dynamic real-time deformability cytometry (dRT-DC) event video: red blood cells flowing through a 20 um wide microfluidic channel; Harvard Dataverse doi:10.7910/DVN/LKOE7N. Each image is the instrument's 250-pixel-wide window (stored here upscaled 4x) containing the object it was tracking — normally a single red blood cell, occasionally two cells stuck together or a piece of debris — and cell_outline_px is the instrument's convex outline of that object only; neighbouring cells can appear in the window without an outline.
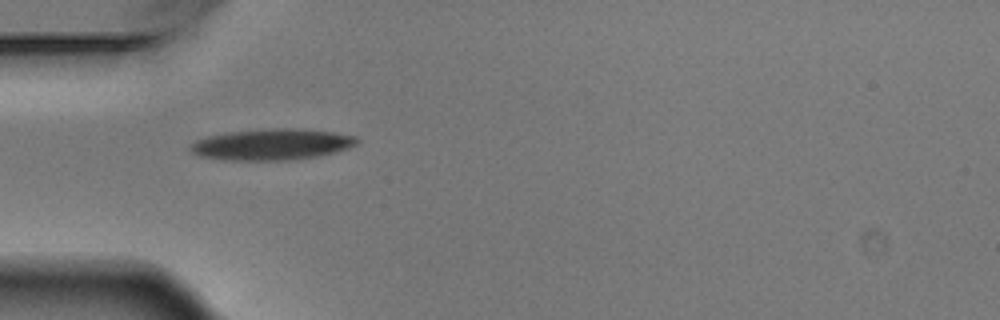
{"species": "Egyptian fruit bat (a non-hibernating species)", "species_latin": "Rousettus aegyptiacus", "temperature_condition": "warm", "stored_images_in_passage": 2, "camera_frame_rate_fps": 3000, "um_per_image_px": 0.085, "animal": {"sex": "male"}, "frame": {"image": 1, "passage_image": 1, "time_ms": 0.0, "image_size_px": [1000, 320], "cell_outline_px": [[360, 140], [356, 144], [348, 148], [336, 152], [320, 156], [292, 160], [224, 160], [200, 156], [192, 152], [188, 148], [196, 140], [208, 136], [228, 132], [272, 128], [300, 128], [332, 132], [356, 136]], "centroid_in_image_um": [23.13, 12.28], "position_along_channel_um": 61.9, "area_um2": 30.4}}
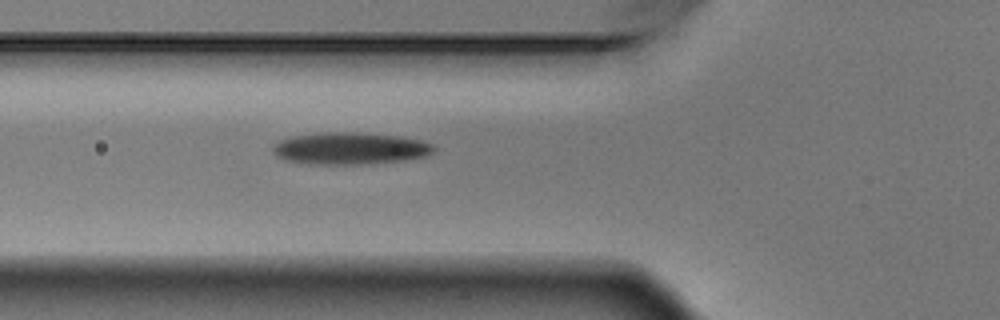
{"frame": {"image": 2, "passage_image": 2, "time_ms": 0.333, "image_size_px": [1000, 320], "cell_outline_px": [[436, 148], [432, 152], [424, 156], [404, 160], [372, 164], [308, 164], [284, 160], [276, 156], [272, 152], [272, 148], [280, 140], [292, 136], [336, 132], [356, 132], [404, 136], [436, 144]], "centroid_in_image_um": [29.79, 12.62], "position_along_channel_um": 96.0, "area_um2": 30.23}}